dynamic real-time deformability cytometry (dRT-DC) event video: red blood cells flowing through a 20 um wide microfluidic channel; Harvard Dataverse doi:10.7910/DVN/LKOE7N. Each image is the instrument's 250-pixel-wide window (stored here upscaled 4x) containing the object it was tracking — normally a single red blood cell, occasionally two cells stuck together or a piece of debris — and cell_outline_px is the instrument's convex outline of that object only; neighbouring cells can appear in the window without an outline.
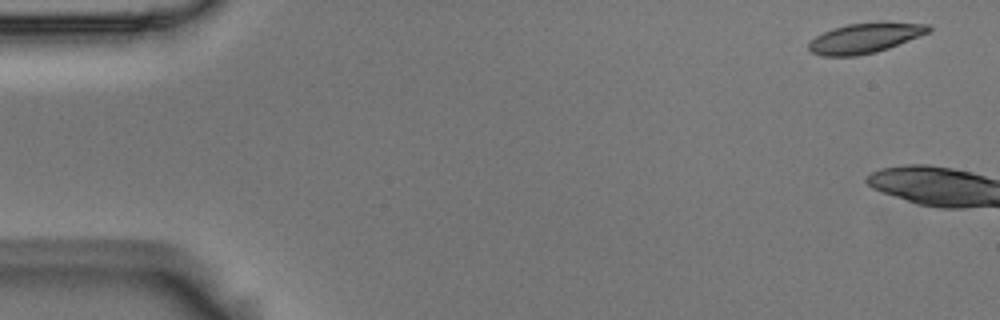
{"species": "Egyptian fruit bat (a non-hibernating species)", "species_latin": "Rousettus aegyptiacus", "temperature_condition": "room temperature", "stored_images_in_passage": 4, "camera_frame_rate_fps": 3000, "um_per_image_px": 0.085, "animal": {"sex": "male"}, "frame": {"image": 1, "passage_image": 1, "time_ms": 0.0, "image_size_px": [1000, 320], "cell_outline_px": [[932, 32], [888, 48], [876, 52], [856, 56], [820, 56], [812, 52], [808, 48], [808, 44], [816, 36], [832, 28], [848, 24], [880, 20], [888, 20], [932, 24]], "centroid_in_image_um": [73.63, 3.19], "position_along_channel_um": 11.4, "area_um2": 21.73}}